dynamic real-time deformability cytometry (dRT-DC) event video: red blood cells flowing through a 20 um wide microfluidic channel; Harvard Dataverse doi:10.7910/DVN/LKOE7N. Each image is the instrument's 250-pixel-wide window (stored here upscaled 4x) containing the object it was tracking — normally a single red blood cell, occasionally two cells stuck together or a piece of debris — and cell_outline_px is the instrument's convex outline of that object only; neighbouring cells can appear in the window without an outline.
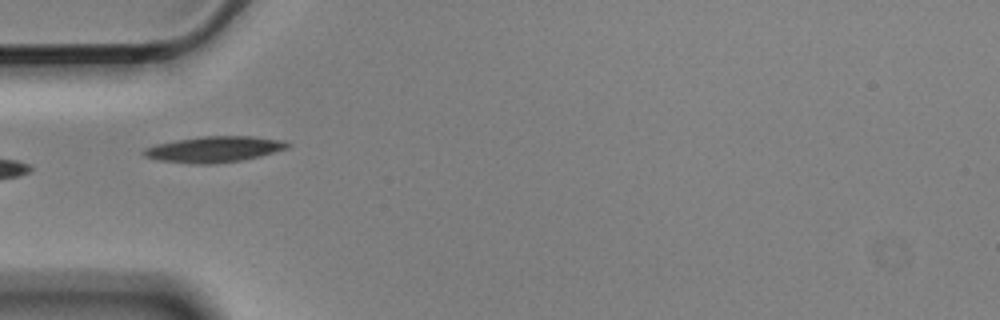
{"species": "Egyptian fruit bat (a non-hibernating species)", "species_latin": "Rousettus aegyptiacus", "temperature_condition": "cold", "stored_images_in_passage": 8, "camera_frame_rate_fps": 3000, "um_per_image_px": 0.085, "animal": {"sex": "male"}, "frame": {"image": 1, "passage_image": 6, "time_ms": 1.667, "image_size_px": [1000, 320], "cell_outline_px": [[292, 144], [288, 148], [260, 156], [240, 160], [212, 164], [196, 164], [156, 160], [144, 156], [140, 152], [144, 148], [156, 144], [176, 140], [204, 136], [252, 136], [284, 140]], "centroid_in_image_um": [18.19, 12.68], "position_along_channel_um": 66.8, "area_um2": 21.79}}
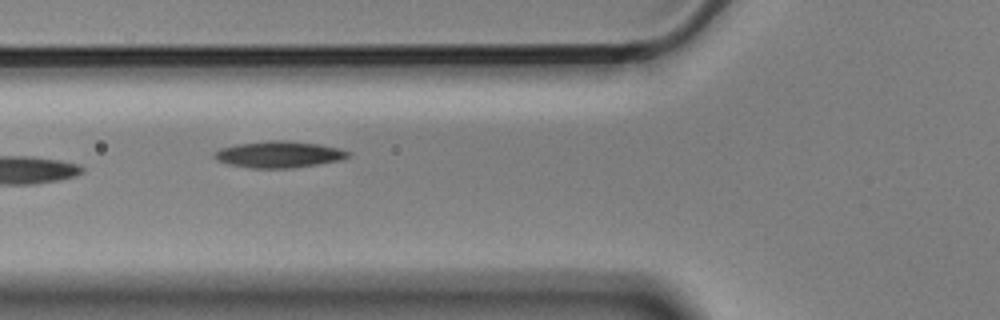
{"frame": {"image": 2, "passage_image": 7, "time_ms": 2.0, "image_size_px": [1000, 320], "cell_outline_px": [[352, 152], [348, 156], [340, 160], [292, 168], [252, 168], [228, 164], [216, 160], [212, 156], [212, 152], [220, 148], [236, 144], [272, 140], [284, 140], [320, 144], [340, 148]], "centroid_in_image_um": [23.67, 13.12], "position_along_channel_um": 102.1, "area_um2": 20.75}}
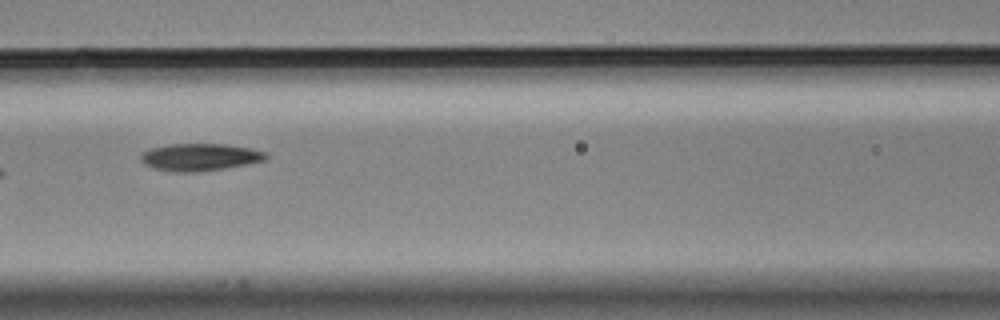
{"frame": {"image": 3, "passage_image": 8, "time_ms": 2.333, "image_size_px": [1000, 320], "cell_outline_px": [[268, 160], [224, 168], [200, 172], [172, 172], [156, 168], [144, 164], [140, 160], [140, 152], [152, 148], [172, 144], [224, 144], [248, 148], [264, 152], [268, 156]], "centroid_in_image_um": [16.96, 13.36], "position_along_channel_um": 149.6, "area_um2": 19.83}}